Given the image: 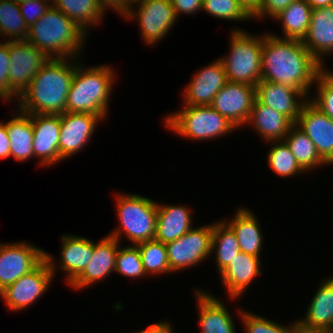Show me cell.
<instances>
[{
	"instance_id": "cell-1",
	"label": "cell",
	"mask_w": 333,
	"mask_h": 333,
	"mask_svg": "<svg viewBox=\"0 0 333 333\" xmlns=\"http://www.w3.org/2000/svg\"><path fill=\"white\" fill-rule=\"evenodd\" d=\"M306 49L302 40L266 33L262 43L261 81L284 84L307 97L317 76L324 69Z\"/></svg>"
},
{
	"instance_id": "cell-2",
	"label": "cell",
	"mask_w": 333,
	"mask_h": 333,
	"mask_svg": "<svg viewBox=\"0 0 333 333\" xmlns=\"http://www.w3.org/2000/svg\"><path fill=\"white\" fill-rule=\"evenodd\" d=\"M67 59L48 60L18 97L17 110L26 114L49 115L67 112V95L75 73L76 58L72 62Z\"/></svg>"
},
{
	"instance_id": "cell-3",
	"label": "cell",
	"mask_w": 333,
	"mask_h": 333,
	"mask_svg": "<svg viewBox=\"0 0 333 333\" xmlns=\"http://www.w3.org/2000/svg\"><path fill=\"white\" fill-rule=\"evenodd\" d=\"M74 21L53 5L29 27L27 42L49 58H78L86 34Z\"/></svg>"
},
{
	"instance_id": "cell-4",
	"label": "cell",
	"mask_w": 333,
	"mask_h": 333,
	"mask_svg": "<svg viewBox=\"0 0 333 333\" xmlns=\"http://www.w3.org/2000/svg\"><path fill=\"white\" fill-rule=\"evenodd\" d=\"M114 70L105 64L82 67L77 64L67 95V112L92 113L103 120L108 115V101L113 89Z\"/></svg>"
},
{
	"instance_id": "cell-5",
	"label": "cell",
	"mask_w": 333,
	"mask_h": 333,
	"mask_svg": "<svg viewBox=\"0 0 333 333\" xmlns=\"http://www.w3.org/2000/svg\"><path fill=\"white\" fill-rule=\"evenodd\" d=\"M116 199L120 225L108 235L120 241L124 233L133 245L154 239L158 202L137 194L120 193Z\"/></svg>"
},
{
	"instance_id": "cell-6",
	"label": "cell",
	"mask_w": 333,
	"mask_h": 333,
	"mask_svg": "<svg viewBox=\"0 0 333 333\" xmlns=\"http://www.w3.org/2000/svg\"><path fill=\"white\" fill-rule=\"evenodd\" d=\"M229 43V55L220 58L227 80L256 86L261 81L263 35H250L237 28Z\"/></svg>"
},
{
	"instance_id": "cell-7",
	"label": "cell",
	"mask_w": 333,
	"mask_h": 333,
	"mask_svg": "<svg viewBox=\"0 0 333 333\" xmlns=\"http://www.w3.org/2000/svg\"><path fill=\"white\" fill-rule=\"evenodd\" d=\"M165 125L177 135L190 140L219 138L236 129L211 106L183 105L181 110L166 116Z\"/></svg>"
},
{
	"instance_id": "cell-8",
	"label": "cell",
	"mask_w": 333,
	"mask_h": 333,
	"mask_svg": "<svg viewBox=\"0 0 333 333\" xmlns=\"http://www.w3.org/2000/svg\"><path fill=\"white\" fill-rule=\"evenodd\" d=\"M56 264L52 255L45 252V258L30 272L21 276L13 284L0 292L6 306L10 310H23L43 296L48 291L55 271Z\"/></svg>"
},
{
	"instance_id": "cell-9",
	"label": "cell",
	"mask_w": 333,
	"mask_h": 333,
	"mask_svg": "<svg viewBox=\"0 0 333 333\" xmlns=\"http://www.w3.org/2000/svg\"><path fill=\"white\" fill-rule=\"evenodd\" d=\"M212 231L213 224L192 227L180 238L165 244L171 273L197 265L212 254Z\"/></svg>"
},
{
	"instance_id": "cell-10",
	"label": "cell",
	"mask_w": 333,
	"mask_h": 333,
	"mask_svg": "<svg viewBox=\"0 0 333 333\" xmlns=\"http://www.w3.org/2000/svg\"><path fill=\"white\" fill-rule=\"evenodd\" d=\"M138 12L130 7L124 16L127 19H138L141 36L145 43L154 45L163 37L177 21L176 11L171 0H143L137 3ZM137 14H136V13Z\"/></svg>"
},
{
	"instance_id": "cell-11",
	"label": "cell",
	"mask_w": 333,
	"mask_h": 333,
	"mask_svg": "<svg viewBox=\"0 0 333 333\" xmlns=\"http://www.w3.org/2000/svg\"><path fill=\"white\" fill-rule=\"evenodd\" d=\"M7 43L10 57L9 86L20 96L50 58L26 40H7Z\"/></svg>"
},
{
	"instance_id": "cell-12",
	"label": "cell",
	"mask_w": 333,
	"mask_h": 333,
	"mask_svg": "<svg viewBox=\"0 0 333 333\" xmlns=\"http://www.w3.org/2000/svg\"><path fill=\"white\" fill-rule=\"evenodd\" d=\"M256 99V86L227 82L215 95L210 105L236 128L245 126Z\"/></svg>"
},
{
	"instance_id": "cell-13",
	"label": "cell",
	"mask_w": 333,
	"mask_h": 333,
	"mask_svg": "<svg viewBox=\"0 0 333 333\" xmlns=\"http://www.w3.org/2000/svg\"><path fill=\"white\" fill-rule=\"evenodd\" d=\"M44 258L45 252L28 242L0 244V292L33 270Z\"/></svg>"
},
{
	"instance_id": "cell-14",
	"label": "cell",
	"mask_w": 333,
	"mask_h": 333,
	"mask_svg": "<svg viewBox=\"0 0 333 333\" xmlns=\"http://www.w3.org/2000/svg\"><path fill=\"white\" fill-rule=\"evenodd\" d=\"M295 125L311 139L321 159L332 165L333 119L307 99Z\"/></svg>"
},
{
	"instance_id": "cell-15",
	"label": "cell",
	"mask_w": 333,
	"mask_h": 333,
	"mask_svg": "<svg viewBox=\"0 0 333 333\" xmlns=\"http://www.w3.org/2000/svg\"><path fill=\"white\" fill-rule=\"evenodd\" d=\"M101 118L92 113H70L60 115L59 154L62 159L83 149L91 139Z\"/></svg>"
},
{
	"instance_id": "cell-16",
	"label": "cell",
	"mask_w": 333,
	"mask_h": 333,
	"mask_svg": "<svg viewBox=\"0 0 333 333\" xmlns=\"http://www.w3.org/2000/svg\"><path fill=\"white\" fill-rule=\"evenodd\" d=\"M184 89V104L191 106H210L215 95L228 82L221 59L195 72Z\"/></svg>"
},
{
	"instance_id": "cell-17",
	"label": "cell",
	"mask_w": 333,
	"mask_h": 333,
	"mask_svg": "<svg viewBox=\"0 0 333 333\" xmlns=\"http://www.w3.org/2000/svg\"><path fill=\"white\" fill-rule=\"evenodd\" d=\"M33 126L34 157L41 166H51L63 159L59 154L60 115L30 114Z\"/></svg>"
},
{
	"instance_id": "cell-18",
	"label": "cell",
	"mask_w": 333,
	"mask_h": 333,
	"mask_svg": "<svg viewBox=\"0 0 333 333\" xmlns=\"http://www.w3.org/2000/svg\"><path fill=\"white\" fill-rule=\"evenodd\" d=\"M306 97L302 91L284 84L260 81L256 85V99L261 104L284 114L294 124L302 106L309 99Z\"/></svg>"
},
{
	"instance_id": "cell-19",
	"label": "cell",
	"mask_w": 333,
	"mask_h": 333,
	"mask_svg": "<svg viewBox=\"0 0 333 333\" xmlns=\"http://www.w3.org/2000/svg\"><path fill=\"white\" fill-rule=\"evenodd\" d=\"M120 242L109 235L94 242V252L84 271L70 284L74 289L91 286L115 271L116 255Z\"/></svg>"
},
{
	"instance_id": "cell-20",
	"label": "cell",
	"mask_w": 333,
	"mask_h": 333,
	"mask_svg": "<svg viewBox=\"0 0 333 333\" xmlns=\"http://www.w3.org/2000/svg\"><path fill=\"white\" fill-rule=\"evenodd\" d=\"M295 322L296 328L305 332L327 333L333 329V276L321 282L306 315Z\"/></svg>"
},
{
	"instance_id": "cell-21",
	"label": "cell",
	"mask_w": 333,
	"mask_h": 333,
	"mask_svg": "<svg viewBox=\"0 0 333 333\" xmlns=\"http://www.w3.org/2000/svg\"><path fill=\"white\" fill-rule=\"evenodd\" d=\"M302 42L324 66L323 56L333 54V6L312 9L309 28Z\"/></svg>"
},
{
	"instance_id": "cell-22",
	"label": "cell",
	"mask_w": 333,
	"mask_h": 333,
	"mask_svg": "<svg viewBox=\"0 0 333 333\" xmlns=\"http://www.w3.org/2000/svg\"><path fill=\"white\" fill-rule=\"evenodd\" d=\"M260 257L240 252L219 274L224 288L231 298L241 297L256 276L262 275Z\"/></svg>"
},
{
	"instance_id": "cell-23",
	"label": "cell",
	"mask_w": 333,
	"mask_h": 333,
	"mask_svg": "<svg viewBox=\"0 0 333 333\" xmlns=\"http://www.w3.org/2000/svg\"><path fill=\"white\" fill-rule=\"evenodd\" d=\"M59 266L67 274V283L71 284L86 268L94 252V241L82 236L64 235L61 237Z\"/></svg>"
},
{
	"instance_id": "cell-24",
	"label": "cell",
	"mask_w": 333,
	"mask_h": 333,
	"mask_svg": "<svg viewBox=\"0 0 333 333\" xmlns=\"http://www.w3.org/2000/svg\"><path fill=\"white\" fill-rule=\"evenodd\" d=\"M198 303V318L201 333H235L234 318L219 299L213 295L196 291Z\"/></svg>"
},
{
	"instance_id": "cell-25",
	"label": "cell",
	"mask_w": 333,
	"mask_h": 333,
	"mask_svg": "<svg viewBox=\"0 0 333 333\" xmlns=\"http://www.w3.org/2000/svg\"><path fill=\"white\" fill-rule=\"evenodd\" d=\"M191 212L181 205L157 204V224L154 239L164 244L175 241L192 228Z\"/></svg>"
},
{
	"instance_id": "cell-26",
	"label": "cell",
	"mask_w": 333,
	"mask_h": 333,
	"mask_svg": "<svg viewBox=\"0 0 333 333\" xmlns=\"http://www.w3.org/2000/svg\"><path fill=\"white\" fill-rule=\"evenodd\" d=\"M256 129L261 138L267 142L282 141L294 123L284 114L254 100L247 124Z\"/></svg>"
},
{
	"instance_id": "cell-27",
	"label": "cell",
	"mask_w": 333,
	"mask_h": 333,
	"mask_svg": "<svg viewBox=\"0 0 333 333\" xmlns=\"http://www.w3.org/2000/svg\"><path fill=\"white\" fill-rule=\"evenodd\" d=\"M224 222L233 230L239 242L240 251L256 257L262 252L263 235L257 218L246 207L237 210L233 219Z\"/></svg>"
},
{
	"instance_id": "cell-28",
	"label": "cell",
	"mask_w": 333,
	"mask_h": 333,
	"mask_svg": "<svg viewBox=\"0 0 333 333\" xmlns=\"http://www.w3.org/2000/svg\"><path fill=\"white\" fill-rule=\"evenodd\" d=\"M14 114L10 121L4 123L10 139V157L15 158L16 161L25 162L28 158H34L33 126L30 114L19 110Z\"/></svg>"
},
{
	"instance_id": "cell-29",
	"label": "cell",
	"mask_w": 333,
	"mask_h": 333,
	"mask_svg": "<svg viewBox=\"0 0 333 333\" xmlns=\"http://www.w3.org/2000/svg\"><path fill=\"white\" fill-rule=\"evenodd\" d=\"M51 2L85 32L90 25H99L103 19L102 16L105 15L98 0H52Z\"/></svg>"
},
{
	"instance_id": "cell-30",
	"label": "cell",
	"mask_w": 333,
	"mask_h": 333,
	"mask_svg": "<svg viewBox=\"0 0 333 333\" xmlns=\"http://www.w3.org/2000/svg\"><path fill=\"white\" fill-rule=\"evenodd\" d=\"M312 8L306 0H295L273 19L280 21L284 38L302 40L308 31Z\"/></svg>"
},
{
	"instance_id": "cell-31",
	"label": "cell",
	"mask_w": 333,
	"mask_h": 333,
	"mask_svg": "<svg viewBox=\"0 0 333 333\" xmlns=\"http://www.w3.org/2000/svg\"><path fill=\"white\" fill-rule=\"evenodd\" d=\"M214 251L219 273L241 252L235 233L222 220L213 224L211 252Z\"/></svg>"
},
{
	"instance_id": "cell-32",
	"label": "cell",
	"mask_w": 333,
	"mask_h": 333,
	"mask_svg": "<svg viewBox=\"0 0 333 333\" xmlns=\"http://www.w3.org/2000/svg\"><path fill=\"white\" fill-rule=\"evenodd\" d=\"M284 141L289 146L297 163L304 171H310L318 166L327 165L317 153L316 147L311 139L295 124L290 128Z\"/></svg>"
},
{
	"instance_id": "cell-33",
	"label": "cell",
	"mask_w": 333,
	"mask_h": 333,
	"mask_svg": "<svg viewBox=\"0 0 333 333\" xmlns=\"http://www.w3.org/2000/svg\"><path fill=\"white\" fill-rule=\"evenodd\" d=\"M28 30L17 2L12 0H0V35L11 41L26 40Z\"/></svg>"
},
{
	"instance_id": "cell-34",
	"label": "cell",
	"mask_w": 333,
	"mask_h": 333,
	"mask_svg": "<svg viewBox=\"0 0 333 333\" xmlns=\"http://www.w3.org/2000/svg\"><path fill=\"white\" fill-rule=\"evenodd\" d=\"M141 261L146 275H162L170 273L166 245L156 239L143 241L138 244Z\"/></svg>"
},
{
	"instance_id": "cell-35",
	"label": "cell",
	"mask_w": 333,
	"mask_h": 333,
	"mask_svg": "<svg viewBox=\"0 0 333 333\" xmlns=\"http://www.w3.org/2000/svg\"><path fill=\"white\" fill-rule=\"evenodd\" d=\"M271 143L274 144L267 153V162L278 176L287 178L304 172L284 140L271 141Z\"/></svg>"
},
{
	"instance_id": "cell-36",
	"label": "cell",
	"mask_w": 333,
	"mask_h": 333,
	"mask_svg": "<svg viewBox=\"0 0 333 333\" xmlns=\"http://www.w3.org/2000/svg\"><path fill=\"white\" fill-rule=\"evenodd\" d=\"M116 255L115 271L120 275L131 278L145 277L146 273L141 261L137 245L120 247Z\"/></svg>"
},
{
	"instance_id": "cell-37",
	"label": "cell",
	"mask_w": 333,
	"mask_h": 333,
	"mask_svg": "<svg viewBox=\"0 0 333 333\" xmlns=\"http://www.w3.org/2000/svg\"><path fill=\"white\" fill-rule=\"evenodd\" d=\"M202 10L223 20L245 21L252 19V16L237 0H203Z\"/></svg>"
},
{
	"instance_id": "cell-38",
	"label": "cell",
	"mask_w": 333,
	"mask_h": 333,
	"mask_svg": "<svg viewBox=\"0 0 333 333\" xmlns=\"http://www.w3.org/2000/svg\"><path fill=\"white\" fill-rule=\"evenodd\" d=\"M238 311L241 314L240 318H242L247 333H292L296 328V322H293L289 327H285L258 314L245 312L241 309H238Z\"/></svg>"
},
{
	"instance_id": "cell-39",
	"label": "cell",
	"mask_w": 333,
	"mask_h": 333,
	"mask_svg": "<svg viewBox=\"0 0 333 333\" xmlns=\"http://www.w3.org/2000/svg\"><path fill=\"white\" fill-rule=\"evenodd\" d=\"M316 97L310 101L333 119V72L323 69L316 78Z\"/></svg>"
},
{
	"instance_id": "cell-40",
	"label": "cell",
	"mask_w": 333,
	"mask_h": 333,
	"mask_svg": "<svg viewBox=\"0 0 333 333\" xmlns=\"http://www.w3.org/2000/svg\"><path fill=\"white\" fill-rule=\"evenodd\" d=\"M9 66V45L5 41L4 43H0V98L4 101H9L14 96H17L18 100L19 97L9 86Z\"/></svg>"
},
{
	"instance_id": "cell-41",
	"label": "cell",
	"mask_w": 333,
	"mask_h": 333,
	"mask_svg": "<svg viewBox=\"0 0 333 333\" xmlns=\"http://www.w3.org/2000/svg\"><path fill=\"white\" fill-rule=\"evenodd\" d=\"M52 0H35L19 3L20 12L28 27L39 20L51 7ZM49 4V5H48Z\"/></svg>"
},
{
	"instance_id": "cell-42",
	"label": "cell",
	"mask_w": 333,
	"mask_h": 333,
	"mask_svg": "<svg viewBox=\"0 0 333 333\" xmlns=\"http://www.w3.org/2000/svg\"><path fill=\"white\" fill-rule=\"evenodd\" d=\"M295 0H262L259 9L252 15V18L257 19L264 16L274 18L281 11L285 10Z\"/></svg>"
},
{
	"instance_id": "cell-43",
	"label": "cell",
	"mask_w": 333,
	"mask_h": 333,
	"mask_svg": "<svg viewBox=\"0 0 333 333\" xmlns=\"http://www.w3.org/2000/svg\"><path fill=\"white\" fill-rule=\"evenodd\" d=\"M173 8L176 11L177 17L182 13L190 14L197 13L202 10L203 0H171Z\"/></svg>"
},
{
	"instance_id": "cell-44",
	"label": "cell",
	"mask_w": 333,
	"mask_h": 333,
	"mask_svg": "<svg viewBox=\"0 0 333 333\" xmlns=\"http://www.w3.org/2000/svg\"><path fill=\"white\" fill-rule=\"evenodd\" d=\"M98 3L104 12L111 8L112 10L119 12L122 16H125L130 8L124 0H98Z\"/></svg>"
},
{
	"instance_id": "cell-45",
	"label": "cell",
	"mask_w": 333,
	"mask_h": 333,
	"mask_svg": "<svg viewBox=\"0 0 333 333\" xmlns=\"http://www.w3.org/2000/svg\"><path fill=\"white\" fill-rule=\"evenodd\" d=\"M10 157V139L5 124L0 121V159Z\"/></svg>"
},
{
	"instance_id": "cell-46",
	"label": "cell",
	"mask_w": 333,
	"mask_h": 333,
	"mask_svg": "<svg viewBox=\"0 0 333 333\" xmlns=\"http://www.w3.org/2000/svg\"><path fill=\"white\" fill-rule=\"evenodd\" d=\"M173 326L167 321L153 323L152 325L148 326L146 329L139 331V332H130V333H175L172 330Z\"/></svg>"
},
{
	"instance_id": "cell-47",
	"label": "cell",
	"mask_w": 333,
	"mask_h": 333,
	"mask_svg": "<svg viewBox=\"0 0 333 333\" xmlns=\"http://www.w3.org/2000/svg\"><path fill=\"white\" fill-rule=\"evenodd\" d=\"M242 7L252 16L258 9L262 0H237Z\"/></svg>"
},
{
	"instance_id": "cell-48",
	"label": "cell",
	"mask_w": 333,
	"mask_h": 333,
	"mask_svg": "<svg viewBox=\"0 0 333 333\" xmlns=\"http://www.w3.org/2000/svg\"><path fill=\"white\" fill-rule=\"evenodd\" d=\"M312 9L333 6V0H306Z\"/></svg>"
},
{
	"instance_id": "cell-49",
	"label": "cell",
	"mask_w": 333,
	"mask_h": 333,
	"mask_svg": "<svg viewBox=\"0 0 333 333\" xmlns=\"http://www.w3.org/2000/svg\"><path fill=\"white\" fill-rule=\"evenodd\" d=\"M125 1V3L129 6V7H133V4L135 5H137V2L138 3H140L141 1H143V0H124Z\"/></svg>"
},
{
	"instance_id": "cell-50",
	"label": "cell",
	"mask_w": 333,
	"mask_h": 333,
	"mask_svg": "<svg viewBox=\"0 0 333 333\" xmlns=\"http://www.w3.org/2000/svg\"><path fill=\"white\" fill-rule=\"evenodd\" d=\"M292 333H313V332H305L295 328Z\"/></svg>"
},
{
	"instance_id": "cell-51",
	"label": "cell",
	"mask_w": 333,
	"mask_h": 333,
	"mask_svg": "<svg viewBox=\"0 0 333 333\" xmlns=\"http://www.w3.org/2000/svg\"><path fill=\"white\" fill-rule=\"evenodd\" d=\"M12 1L17 2L19 4L22 2L35 1V0H12Z\"/></svg>"
},
{
	"instance_id": "cell-52",
	"label": "cell",
	"mask_w": 333,
	"mask_h": 333,
	"mask_svg": "<svg viewBox=\"0 0 333 333\" xmlns=\"http://www.w3.org/2000/svg\"><path fill=\"white\" fill-rule=\"evenodd\" d=\"M327 333H333V329H332V330H329Z\"/></svg>"
}]
</instances>
